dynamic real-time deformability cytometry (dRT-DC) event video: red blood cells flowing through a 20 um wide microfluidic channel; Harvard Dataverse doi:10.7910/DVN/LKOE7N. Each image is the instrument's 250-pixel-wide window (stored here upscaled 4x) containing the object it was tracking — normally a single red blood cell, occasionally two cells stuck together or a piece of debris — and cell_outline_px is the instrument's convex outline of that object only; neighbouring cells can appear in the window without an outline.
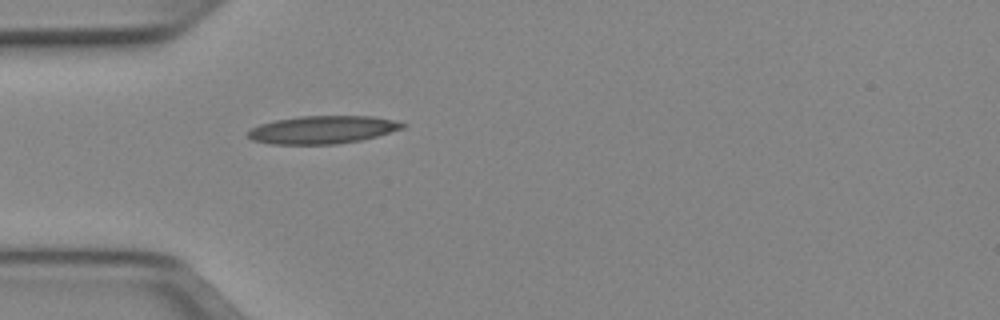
{"species": "Egyptian fruit bat (a non-hibernating species)", "species_latin": "Rousettus aegyptiacus", "temperature_condition": "cold", "stored_images_in_passage": 37, "camera_frame_rate_fps": 3000, "um_per_image_px": 0.085, "animal": {"sex": "female"}, "frame": {"image": 1, "passage_image": 1, "time_ms": 0.0, "image_size_px": [1000, 320], "cell_outline_px": [[408, 124], [404, 128], [376, 136], [360, 140], [336, 144], [268, 144], [252, 140], [248, 136], [248, 132], [252, 128], [260, 124], [276, 120], [300, 116], [372, 116], [392, 120]], "centroid_in_image_um": [27.41, 11.03], "position_along_channel_um": 57.6, "area_um2": 24.97}}
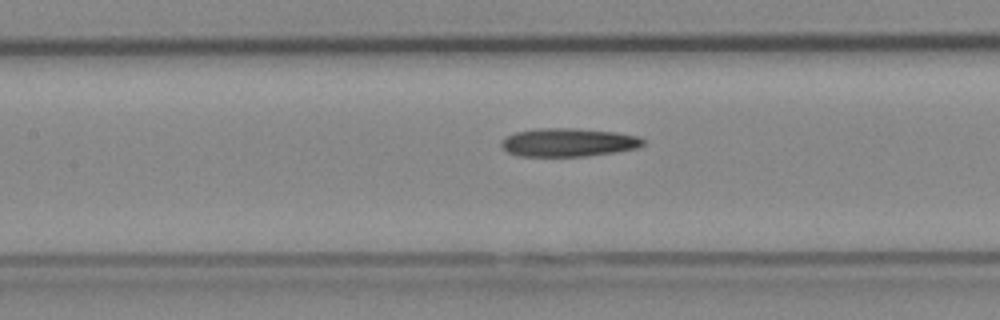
{"frame": {"image": 2, "passage_image": 9, "time_ms": 2.667, "image_size_px": [1000, 320], "cell_outline_px": [[644, 144], [636, 148], [616, 152], [588, 156], [516, 156], [508, 152], [500, 144], [500, 140], [504, 136], [516, 132], [536, 128], [576, 128], [616, 132], [636, 136], [644, 140]], "centroid_in_image_um": [48.26, 12.1], "position_along_channel_um": 159.1, "area_um2": 23.58}}
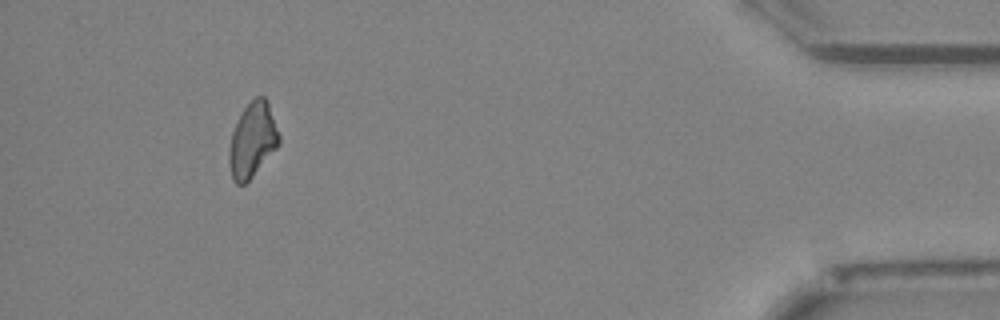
{"frame": {"image": 3, "passage_image": 33, "time_ms": 10.667, "image_size_px": [1000, 320], "cell_outline_px": [[280, 144], [252, 176], [244, 184], [236, 184], [232, 180], [228, 160], [228, 152], [232, 132], [240, 112], [256, 96], [264, 96], [268, 100], [280, 136]], "centroid_in_image_um": [21.45, 11.89], "position_along_channel_um": 413.7, "area_um2": 21.79}}